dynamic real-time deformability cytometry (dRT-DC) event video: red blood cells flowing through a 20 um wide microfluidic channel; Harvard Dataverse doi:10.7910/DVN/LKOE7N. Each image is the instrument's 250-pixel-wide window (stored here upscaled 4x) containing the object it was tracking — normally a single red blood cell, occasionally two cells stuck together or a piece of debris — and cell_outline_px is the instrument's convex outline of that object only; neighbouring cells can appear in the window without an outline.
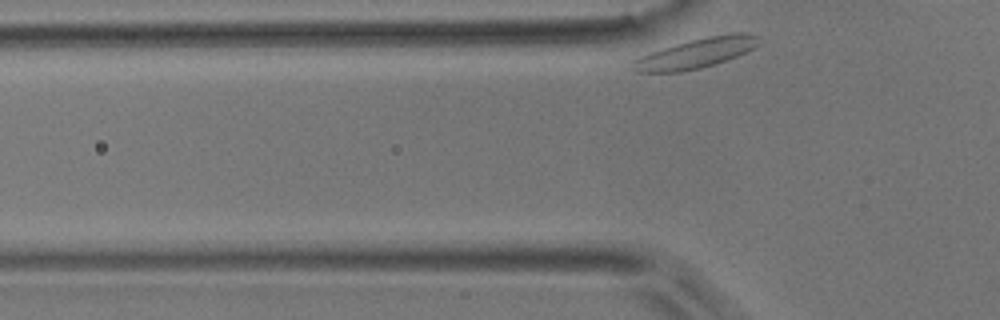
{"species": "common noctule bat (a hibernating species)", "species_latin": "Nyctalus noctula", "temperature_condition": "room temperature", "stored_images_in_passage": 3, "camera_frame_rate_fps": 3000, "um_per_image_px": 0.085, "animal": {"sex": "male", "body_mass_g": 17.9}, "frame": {"image": 1, "passage_image": 3, "time_ms": 2.667, "image_size_px": [1000, 320], "cell_outline_px": [[760, 44], [736, 56], [700, 68], [680, 72], [636, 72], [632, 68], [632, 60], [640, 56], [676, 44], [708, 36], [732, 32], [744, 32], [752, 36]], "centroid_in_image_um": [59.1, 4.53], "position_along_channel_um": 66.7, "area_um2": 21.27}}